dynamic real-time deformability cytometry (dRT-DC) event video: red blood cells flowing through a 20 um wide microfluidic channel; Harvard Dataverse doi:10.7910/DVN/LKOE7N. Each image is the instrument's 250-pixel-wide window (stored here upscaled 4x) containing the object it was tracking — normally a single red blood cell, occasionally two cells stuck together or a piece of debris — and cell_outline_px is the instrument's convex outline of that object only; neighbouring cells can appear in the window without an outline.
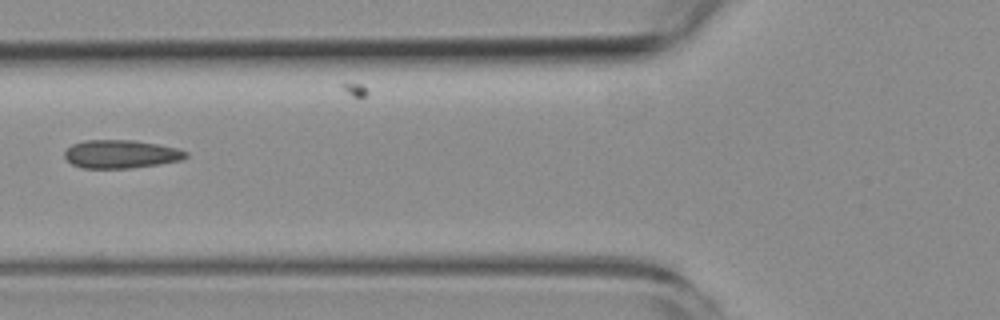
{"species": "common noctule bat (a hibernating species)", "species_latin": "Nyctalus noctula", "temperature_condition": "room temperature", "stored_images_in_passage": 7, "camera_frame_rate_fps": 3000, "um_per_image_px": 0.085, "animal": {"sex": "female", "body_mass_g": 19.3, "forearm_length_mm": 54.1}, "frame": {"image": 1, "passage_image": 6, "time_ms": 5.667, "image_size_px": [1000, 320], "cell_outline_px": [[188, 156], [180, 160], [132, 168], [84, 168], [72, 164], [64, 156], [64, 152], [72, 144], [84, 140], [132, 140], [156, 144], [176, 148], [188, 152]], "centroid_in_image_um": [10.25, 13.09], "position_along_channel_um": 115.5, "area_um2": 19.77}}